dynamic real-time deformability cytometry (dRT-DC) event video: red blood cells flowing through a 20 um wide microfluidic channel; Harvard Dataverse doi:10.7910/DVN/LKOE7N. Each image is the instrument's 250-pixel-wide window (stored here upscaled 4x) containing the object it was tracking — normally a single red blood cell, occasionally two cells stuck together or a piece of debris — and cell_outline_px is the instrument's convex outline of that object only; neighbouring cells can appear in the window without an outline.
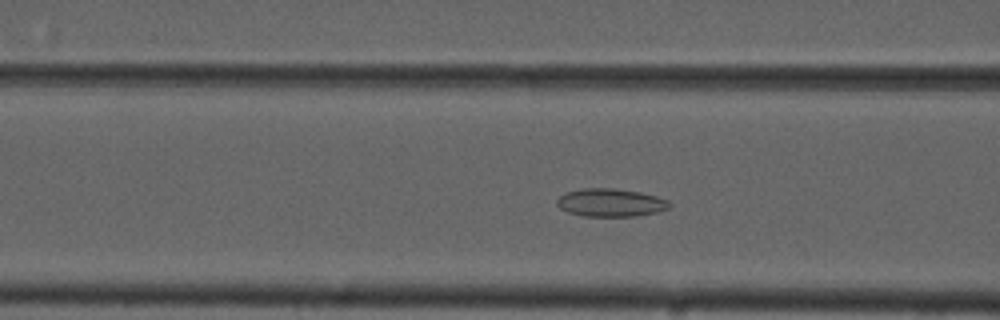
{"species": "common noctule bat (a hibernating species)", "species_latin": "Nyctalus noctula", "temperature_condition": "cold", "stored_images_in_passage": 50, "camera_frame_rate_fps": 3000, "um_per_image_px": 0.085, "animal": {"sex": "male", "forearm_length_mm": 52.5}, "frame": {"image": 1, "passage_image": 17, "time_ms": 5.333, "image_size_px": [1000, 320], "cell_outline_px": [[672, 204], [668, 208], [656, 212], [636, 216], [584, 216], [568, 212], [560, 208], [556, 204], [556, 200], [560, 196], [568, 192], [584, 188], [612, 188], [640, 192], [656, 196], [668, 200]], "centroid_in_image_um": [51.91, 17.22], "position_along_channel_um": 114.7, "area_um2": 18.26}}
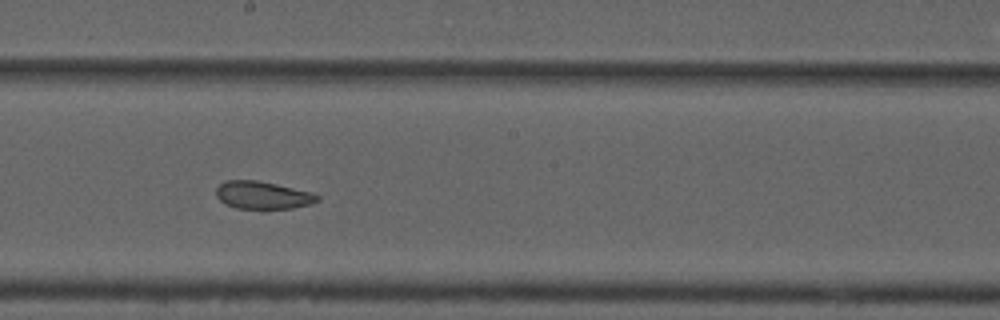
{"frame": {"image": 2, "passage_image": 26, "time_ms": 8.333, "image_size_px": [1000, 320], "cell_outline_px": [[320, 200], [312, 204], [292, 208], [236, 208], [220, 200], [216, 196], [216, 188], [224, 180], [256, 180], [276, 184], [312, 192], [320, 196]], "centroid_in_image_um": [22.35, 16.58], "position_along_channel_um": 225.8, "area_um2": 16.24}}
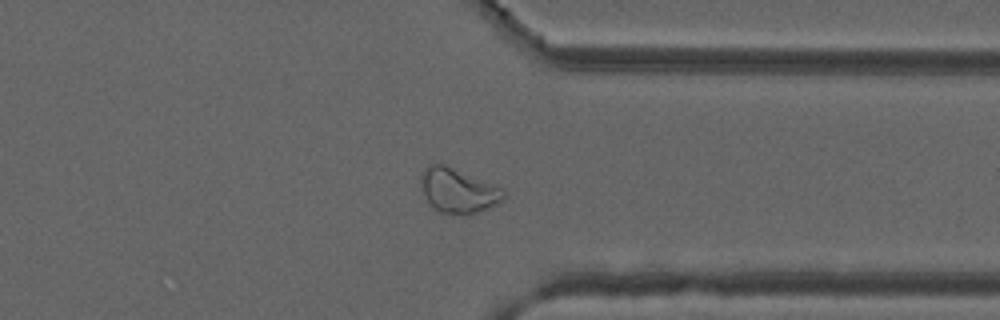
{"frame": {"image": 3, "passage_image": 38, "time_ms": 12.333, "image_size_px": [1000, 320], "cell_outline_px": [[508, 192], [496, 204], [488, 208], [468, 216], [460, 216], [440, 212], [428, 200], [420, 184], [420, 176], [428, 164], [444, 164], [504, 188]], "centroid_in_image_um": [38.97, 16.21], "position_along_channel_um": 372.4, "area_um2": 21.5}, "authors_computed_cell_mechanics": {"area_um2": 21.0681, "velocity_mm_per_s": 3.7087, "shape_relaxation_time_tau1_ms": null, "shape_relaxation_time_tau2_ms": 3.1041, "deformation_change_tau1": null, "deformation_change_tau2": 0.087}}